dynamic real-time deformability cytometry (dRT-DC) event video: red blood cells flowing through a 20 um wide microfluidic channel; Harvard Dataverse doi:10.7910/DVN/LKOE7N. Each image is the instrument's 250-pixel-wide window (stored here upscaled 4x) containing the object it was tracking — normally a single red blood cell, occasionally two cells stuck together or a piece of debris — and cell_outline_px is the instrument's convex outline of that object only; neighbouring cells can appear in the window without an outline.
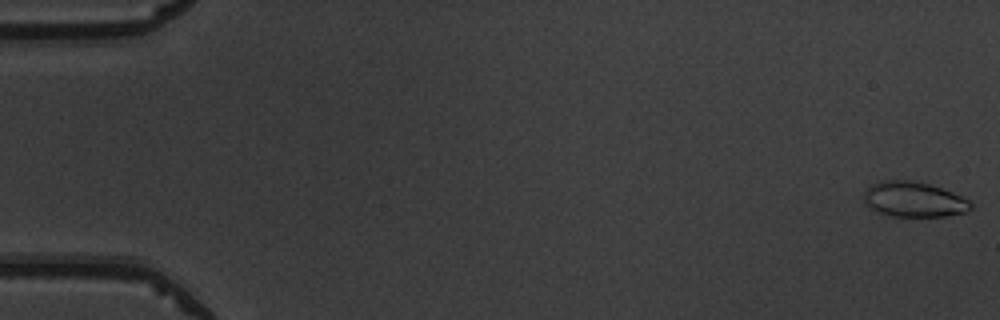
{"species": "common noctule bat (a hibernating species)", "species_latin": "Nyctalus noctula", "temperature_condition": "warm", "stored_images_in_passage": 52, "camera_frame_rate_fps": 3000, "um_per_image_px": 0.085, "animal": {"sex": "male", "body_mass_g": 19.5, "forearm_length_mm": 54.6}, "frame": {"image": 1, "passage_image": 1, "time_ms": 0.0, "image_size_px": [1000, 320], "cell_outline_px": [[972, 208], [964, 212], [944, 216], [888, 216], [876, 212], [868, 208], [864, 200], [864, 192], [872, 184], [880, 180], [912, 180], [928, 184], [952, 192], [972, 200]], "centroid_in_image_um": [77.65, 16.95], "position_along_channel_um": 7.3, "area_um2": 22.08}}
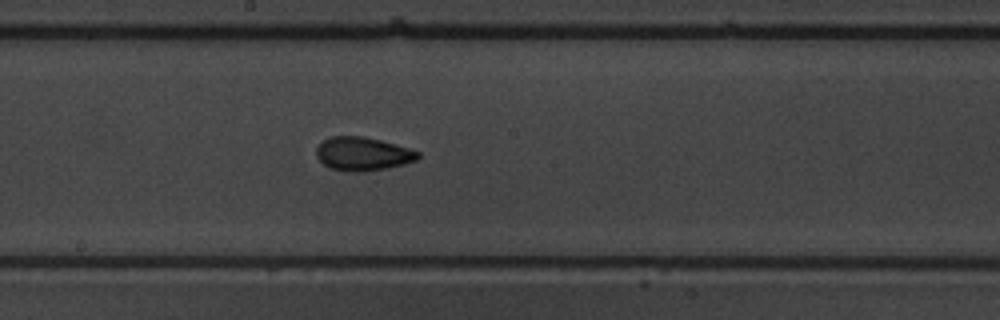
{"frame": {"image": 2, "passage_image": 29, "time_ms": 9.333, "image_size_px": [1000, 320], "cell_outline_px": [[420, 156], [416, 160], [404, 164], [388, 168], [364, 172], [352, 172], [328, 168], [316, 156], [316, 148], [324, 140], [332, 136], [364, 136], [380, 140], [408, 148], [420, 152]], "centroid_in_image_um": [30.83, 13.09], "position_along_channel_um": 217.4, "area_um2": 19.88}}
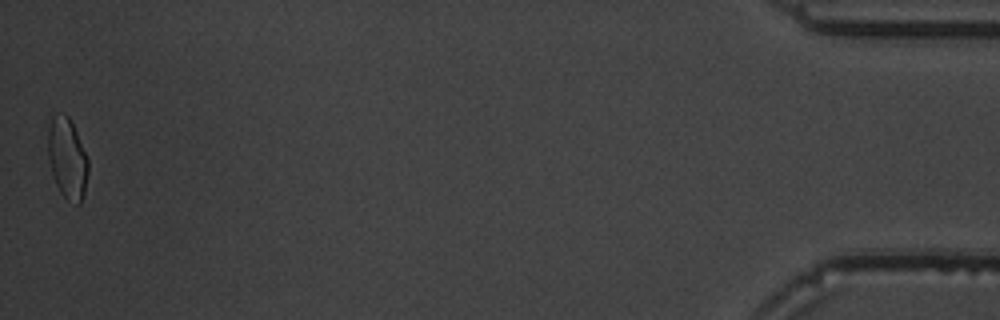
{"frame": {"image": 3, "passage_image": 52, "time_ms": 17.0, "image_size_px": [1000, 320], "cell_outline_px": [[88, 172], [84, 192], [80, 204], [76, 204], [68, 200], [60, 192], [52, 176], [48, 156], [48, 128], [52, 116], [64, 112], [68, 116], [76, 132], [88, 160]], "centroid_in_image_um": [5.7, 13.47], "position_along_channel_um": 429.5, "area_um2": 18.79}, "authors_computed_cell_mechanics": {"area_um2": 19.363, "velocity_mm_per_s": 3.9547, "shape_relaxation_time_tau1_ms": 10.0233, "shape_relaxation_time_tau2_ms": 1.126, "deformation_change_tau1": 0.2195, "deformation_change_tau2": 0.0565}}